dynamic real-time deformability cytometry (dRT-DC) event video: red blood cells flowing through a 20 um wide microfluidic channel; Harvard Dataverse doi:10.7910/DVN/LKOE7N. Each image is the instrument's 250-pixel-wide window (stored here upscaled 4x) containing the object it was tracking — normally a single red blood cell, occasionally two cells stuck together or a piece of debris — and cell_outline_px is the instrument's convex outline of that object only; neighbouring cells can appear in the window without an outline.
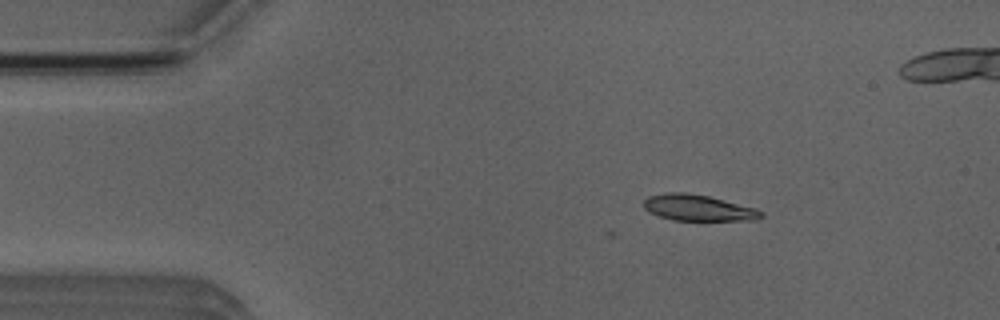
{"species": "Egyptian fruit bat (a non-hibernating species)", "species_latin": "Rousettus aegyptiacus", "temperature_condition": "room temperature", "stored_images_in_passage": 7, "camera_frame_rate_fps": 3000, "um_per_image_px": 0.085, "animal": {"sex": "male"}, "frame": {"image": 1, "passage_image": 4, "time_ms": 3.333, "image_size_px": [1000, 320], "cell_outline_px": [[764, 216], [756, 220], [672, 220], [648, 212], [644, 208], [644, 200], [648, 196], [664, 192], [684, 192], [708, 196], [756, 208], [764, 212]], "centroid_in_image_um": [59.34, 17.66], "position_along_channel_um": 25.7, "area_um2": 17.92}}